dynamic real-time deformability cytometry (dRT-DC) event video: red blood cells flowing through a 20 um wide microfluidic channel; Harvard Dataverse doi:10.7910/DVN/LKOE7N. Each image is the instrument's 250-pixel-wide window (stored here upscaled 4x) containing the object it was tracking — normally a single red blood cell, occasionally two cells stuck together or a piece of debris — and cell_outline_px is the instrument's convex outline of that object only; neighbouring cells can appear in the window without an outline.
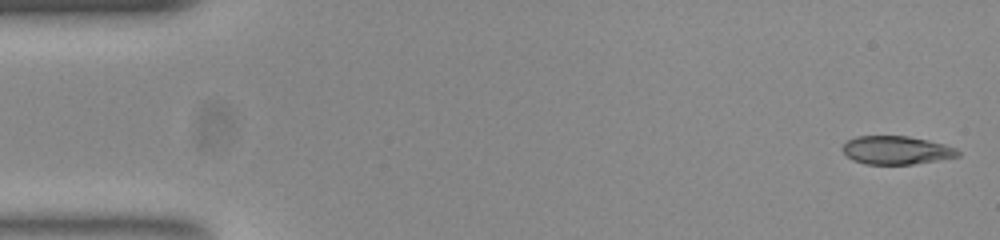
{"species": "common noctule bat (a hibernating species)", "species_latin": "Nyctalus noctula", "temperature_condition": "room temperature", "stored_images_in_passage": 51, "camera_frame_rate_fps": 3000, "um_per_image_px": 0.085, "animal": {"sex": "female", "body_mass_g": 23.0, "forearm_length_mm": 53.4}, "frame": {"image": 1, "passage_image": 1, "time_ms": 0.0, "image_size_px": [1000, 240], "cell_outline_px": [[960, 156], [940, 160], [912, 164], [864, 164], [852, 160], [840, 148], [848, 140], [856, 136], [908, 136], [928, 140], [944, 144], [956, 148], [960, 152]], "centroid_in_image_um": [76.2, 12.77], "position_along_channel_um": 8.8, "area_um2": 19.13}}
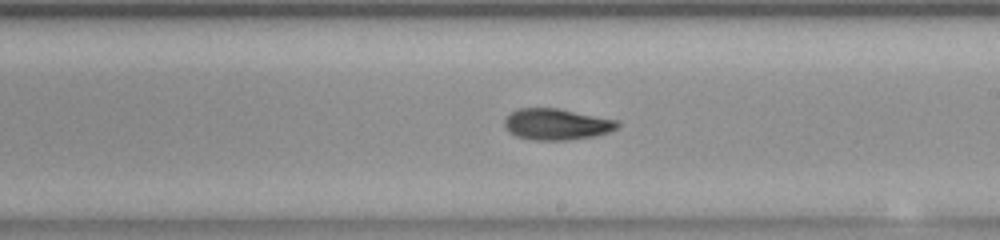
{"frame": {"image": 2, "passage_image": 29, "time_ms": 9.333, "image_size_px": [1000, 240], "cell_outline_px": [[620, 128], [596, 136], [568, 140], [532, 140], [516, 136], [508, 132], [504, 128], [504, 120], [516, 108], [560, 108], [620, 120]], "centroid_in_image_um": [47.35, 10.56], "position_along_channel_um": 241.7, "area_um2": 21.04}}
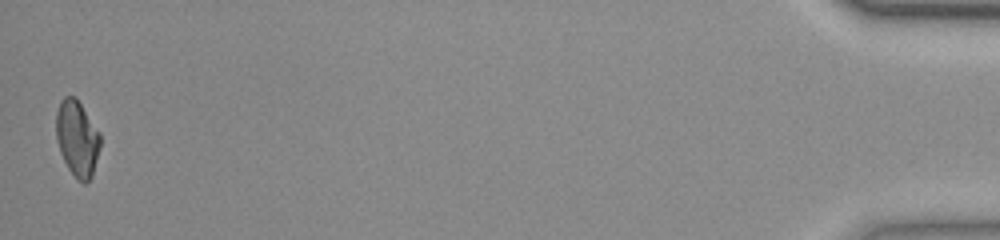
{"frame": {"image": 3, "passage_image": 51, "time_ms": 16.667, "image_size_px": [1000, 240], "cell_outline_px": [[100, 148], [92, 176], [84, 184], [76, 180], [68, 168], [60, 152], [56, 140], [56, 112], [60, 100], [64, 96], [76, 96], [100, 132]], "centroid_in_image_um": [6.56, 11.75], "position_along_channel_um": 428.6, "area_um2": 19.83}, "authors_computed_cell_mechanics": {"area_um2": 20.2878, "velocity_mm_per_s": 3.9009, "shape_relaxation_time_tau1_ms": 9.8443, "shape_relaxation_time_tau2_ms": 2.9849, "deformation_change_tau1": 0.2361, "deformation_change_tau2": 0.0873}}